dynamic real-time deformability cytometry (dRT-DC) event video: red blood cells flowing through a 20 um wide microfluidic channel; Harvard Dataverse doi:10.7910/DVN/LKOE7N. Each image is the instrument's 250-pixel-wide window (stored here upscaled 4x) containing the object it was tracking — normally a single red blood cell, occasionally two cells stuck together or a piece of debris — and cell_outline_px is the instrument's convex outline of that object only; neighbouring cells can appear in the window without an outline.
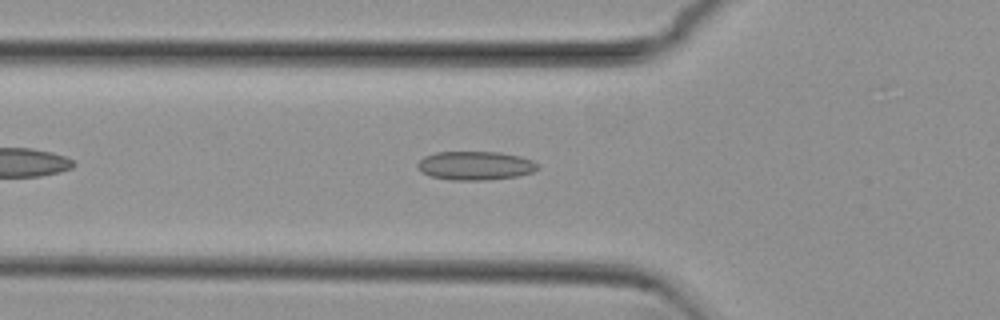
{"species": "common noctule bat (a hibernating species)", "species_latin": "Nyctalus noctula", "temperature_condition": "cold", "stored_images_in_passage": 43, "camera_frame_rate_fps": 3000, "um_per_image_px": 0.085, "animal": {"sex": "female", "body_mass_g": 29.2, "forearm_length_mm": 56.3}, "frame": {"image": 1, "passage_image": 8, "time_ms": 2.333, "image_size_px": [1000, 320], "cell_outline_px": [[540, 168], [532, 172], [516, 176], [488, 180], [452, 180], [432, 176], [420, 172], [416, 164], [424, 156], [436, 152], [500, 152], [520, 156], [532, 160]], "centroid_in_image_um": [40.38, 14.07], "position_along_channel_um": 85.4, "area_um2": 20.11}}
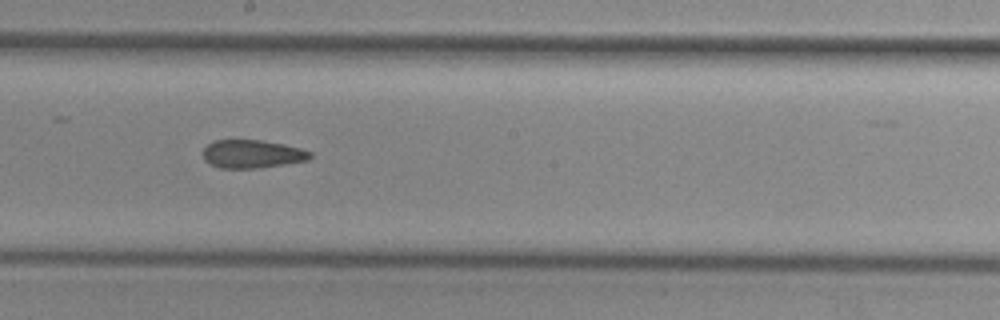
{"frame": {"image": 2, "passage_image": 19, "time_ms": 6.0, "image_size_px": [1000, 320], "cell_outline_px": [[312, 156], [308, 160], [284, 164], [256, 168], [220, 168], [204, 160], [204, 148], [212, 140], [260, 140], [284, 144], [300, 148], [312, 152]], "centroid_in_image_um": [21.44, 13.08], "position_along_channel_um": 226.8, "area_um2": 17.51}}
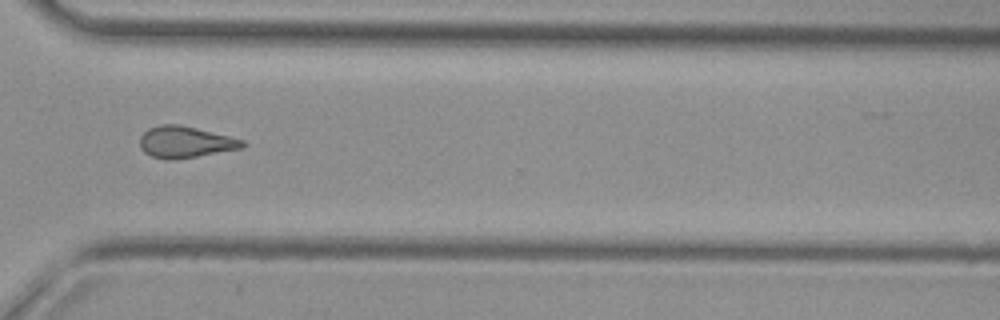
{"frame": {"image": 3, "passage_image": 29, "time_ms": 9.333, "image_size_px": [1000, 320], "cell_outline_px": [[248, 144], [244, 148], [172, 160], [168, 160], [152, 156], [144, 152], [140, 148], [140, 136], [148, 128], [160, 124], [180, 124], [244, 140]], "centroid_in_image_um": [15.75, 12.07], "position_along_channel_um": 354.9, "area_um2": 18.84}, "authors_computed_cell_mechanics": {"area_um2": 18.6694, "velocity_mm_per_s": 3.8426, "shape_relaxation_time_tau1_ms": null, "shape_relaxation_time_tau2_ms": 3.9699, "deformation_change_tau1": null, "deformation_change_tau2": 0.1149}}